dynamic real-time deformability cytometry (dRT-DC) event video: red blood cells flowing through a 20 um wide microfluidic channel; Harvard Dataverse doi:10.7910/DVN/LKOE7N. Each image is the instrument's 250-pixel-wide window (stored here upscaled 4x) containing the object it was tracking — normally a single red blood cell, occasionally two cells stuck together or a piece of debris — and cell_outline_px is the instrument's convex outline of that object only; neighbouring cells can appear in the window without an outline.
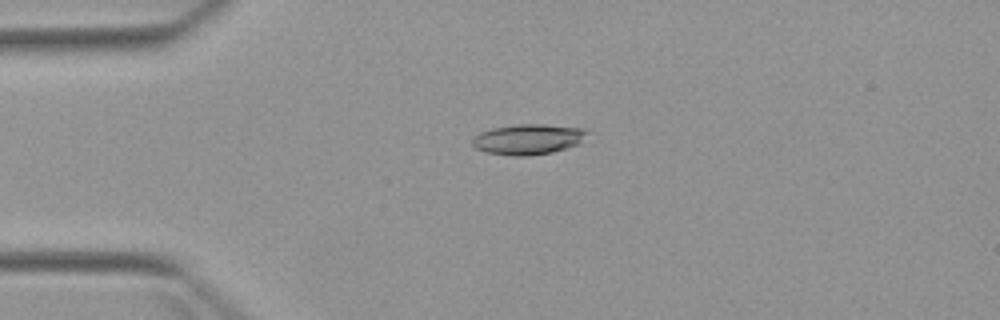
{"species": "Egyptian fruit bat (a non-hibernating species)", "species_latin": "Rousettus aegyptiacus", "temperature_condition": "warm", "stored_images_in_passage": 3, "camera_frame_rate_fps": 3000, "um_per_image_px": 0.085, "animal": {"sex": "female"}, "frame": {"image": 1, "passage_image": 1, "time_ms": 0.0, "image_size_px": [1000, 320], "cell_outline_px": [[588, 132], [580, 144], [552, 152], [528, 156], [512, 156], [484, 152], [476, 148], [472, 144], [472, 136], [480, 132], [492, 128], [516, 124], [544, 124], [584, 128]], "centroid_in_image_um": [44.87, 11.84], "position_along_channel_um": 40.1, "area_um2": 20.58}}
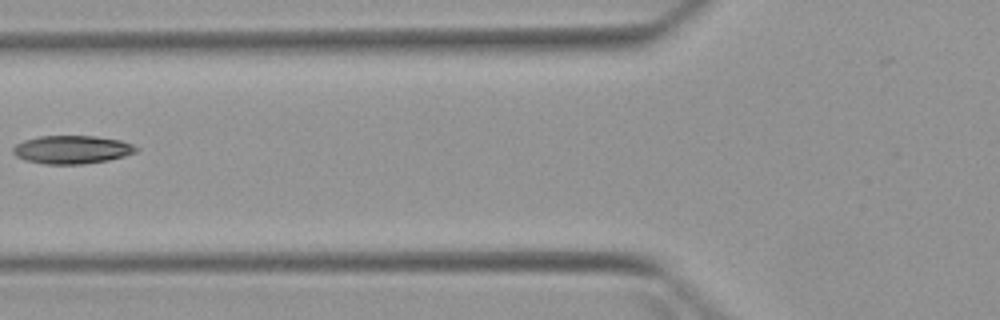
{"frame": {"image": 2, "passage_image": 3, "time_ms": 2.667, "image_size_px": [1000, 320], "cell_outline_px": [[140, 148], [136, 152], [124, 156], [108, 160], [84, 164], [44, 164], [24, 160], [16, 156], [12, 152], [12, 148], [16, 144], [24, 140], [40, 136], [96, 136], [120, 140], [132, 144]], "centroid_in_image_um": [6.11, 12.72], "position_along_channel_um": 119.7, "area_um2": 20.35}}